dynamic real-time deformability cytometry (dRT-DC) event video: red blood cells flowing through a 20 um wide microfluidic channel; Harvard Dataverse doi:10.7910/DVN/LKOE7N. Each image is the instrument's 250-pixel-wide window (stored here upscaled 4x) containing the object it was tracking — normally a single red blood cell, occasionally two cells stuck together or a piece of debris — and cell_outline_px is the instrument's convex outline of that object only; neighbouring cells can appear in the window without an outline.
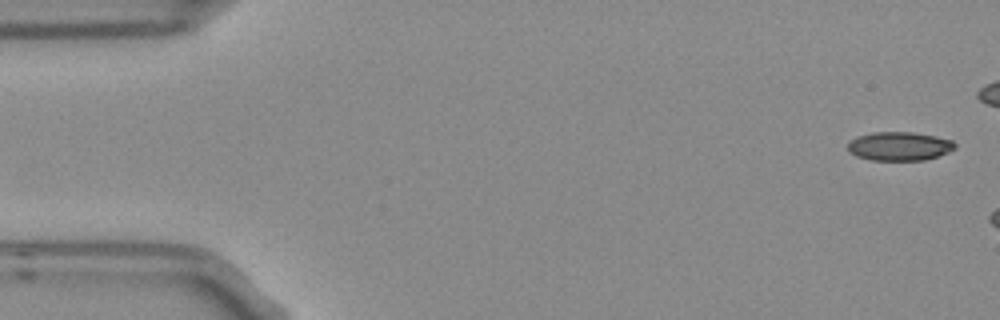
{"species": "Egyptian fruit bat (a non-hibernating species)", "species_latin": "Rousettus aegyptiacus", "temperature_condition": "room temperature", "stored_images_in_passage": 3, "camera_frame_rate_fps": 3000, "um_per_image_px": 0.085, "frame": {"image": 1, "passage_image": 1, "time_ms": 0.0, "image_size_px": [1000, 320], "cell_outline_px": [[956, 148], [948, 152], [924, 160], [872, 160], [856, 156], [848, 148], [848, 144], [856, 136], [872, 132], [912, 132], [936, 136], [952, 140], [956, 144]], "centroid_in_image_um": [76.46, 12.42], "position_along_channel_um": 8.5, "area_um2": 17.86}}